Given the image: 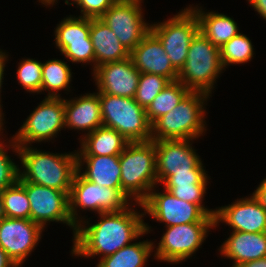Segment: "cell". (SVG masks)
Returning a JSON list of instances; mask_svg holds the SVG:
<instances>
[{
    "label": "cell",
    "instance_id": "obj_1",
    "mask_svg": "<svg viewBox=\"0 0 266 267\" xmlns=\"http://www.w3.org/2000/svg\"><path fill=\"white\" fill-rule=\"evenodd\" d=\"M137 204L123 211L100 213L99 221L93 224L88 218L81 221L72 240V256L92 258L99 255L102 259L153 231L143 220L144 212L135 210Z\"/></svg>",
    "mask_w": 266,
    "mask_h": 267
},
{
    "label": "cell",
    "instance_id": "obj_2",
    "mask_svg": "<svg viewBox=\"0 0 266 267\" xmlns=\"http://www.w3.org/2000/svg\"><path fill=\"white\" fill-rule=\"evenodd\" d=\"M18 182H31L63 192H70L77 171L76 150L69 153H52L33 146H18ZM20 168H23L22 170Z\"/></svg>",
    "mask_w": 266,
    "mask_h": 267
},
{
    "label": "cell",
    "instance_id": "obj_3",
    "mask_svg": "<svg viewBox=\"0 0 266 267\" xmlns=\"http://www.w3.org/2000/svg\"><path fill=\"white\" fill-rule=\"evenodd\" d=\"M209 95L190 91L178 105L151 125V140H196L206 132Z\"/></svg>",
    "mask_w": 266,
    "mask_h": 267
},
{
    "label": "cell",
    "instance_id": "obj_4",
    "mask_svg": "<svg viewBox=\"0 0 266 267\" xmlns=\"http://www.w3.org/2000/svg\"><path fill=\"white\" fill-rule=\"evenodd\" d=\"M121 190L135 203H142L158 184L156 148L153 140L129 142L119 155Z\"/></svg>",
    "mask_w": 266,
    "mask_h": 267
},
{
    "label": "cell",
    "instance_id": "obj_5",
    "mask_svg": "<svg viewBox=\"0 0 266 267\" xmlns=\"http://www.w3.org/2000/svg\"><path fill=\"white\" fill-rule=\"evenodd\" d=\"M223 71L219 47L198 31L191 40L187 60L178 72V81L189 91L203 92L211 97L216 79Z\"/></svg>",
    "mask_w": 266,
    "mask_h": 267
},
{
    "label": "cell",
    "instance_id": "obj_6",
    "mask_svg": "<svg viewBox=\"0 0 266 267\" xmlns=\"http://www.w3.org/2000/svg\"><path fill=\"white\" fill-rule=\"evenodd\" d=\"M100 100L103 126L114 129L129 142L151 140V124L146 109L134 98L97 92Z\"/></svg>",
    "mask_w": 266,
    "mask_h": 267
},
{
    "label": "cell",
    "instance_id": "obj_7",
    "mask_svg": "<svg viewBox=\"0 0 266 267\" xmlns=\"http://www.w3.org/2000/svg\"><path fill=\"white\" fill-rule=\"evenodd\" d=\"M132 203L121 188L99 186L76 171L69 194V213L76 226L85 219V216H79L80 210H89L97 214L117 212L133 205Z\"/></svg>",
    "mask_w": 266,
    "mask_h": 267
},
{
    "label": "cell",
    "instance_id": "obj_8",
    "mask_svg": "<svg viewBox=\"0 0 266 267\" xmlns=\"http://www.w3.org/2000/svg\"><path fill=\"white\" fill-rule=\"evenodd\" d=\"M215 215H207L201 222L186 223L165 227L161 240L154 244V259L178 264L195 254L203 243L210 229L215 228Z\"/></svg>",
    "mask_w": 266,
    "mask_h": 267
},
{
    "label": "cell",
    "instance_id": "obj_9",
    "mask_svg": "<svg viewBox=\"0 0 266 267\" xmlns=\"http://www.w3.org/2000/svg\"><path fill=\"white\" fill-rule=\"evenodd\" d=\"M150 31L159 39L171 64L179 72L187 60L191 40L199 31L195 12L187 6L168 20L151 24Z\"/></svg>",
    "mask_w": 266,
    "mask_h": 267
},
{
    "label": "cell",
    "instance_id": "obj_10",
    "mask_svg": "<svg viewBox=\"0 0 266 267\" xmlns=\"http://www.w3.org/2000/svg\"><path fill=\"white\" fill-rule=\"evenodd\" d=\"M44 98L13 135L18 146L50 142L65 128L64 98Z\"/></svg>",
    "mask_w": 266,
    "mask_h": 267
},
{
    "label": "cell",
    "instance_id": "obj_11",
    "mask_svg": "<svg viewBox=\"0 0 266 267\" xmlns=\"http://www.w3.org/2000/svg\"><path fill=\"white\" fill-rule=\"evenodd\" d=\"M144 0H117L99 19L118 37L130 52L150 32L151 24L144 21Z\"/></svg>",
    "mask_w": 266,
    "mask_h": 267
},
{
    "label": "cell",
    "instance_id": "obj_12",
    "mask_svg": "<svg viewBox=\"0 0 266 267\" xmlns=\"http://www.w3.org/2000/svg\"><path fill=\"white\" fill-rule=\"evenodd\" d=\"M19 183L25 188L30 201V220L43 228L51 222L66 224L73 230L74 237L77 226L72 222L69 213L70 192H63L31 182Z\"/></svg>",
    "mask_w": 266,
    "mask_h": 267
},
{
    "label": "cell",
    "instance_id": "obj_13",
    "mask_svg": "<svg viewBox=\"0 0 266 267\" xmlns=\"http://www.w3.org/2000/svg\"><path fill=\"white\" fill-rule=\"evenodd\" d=\"M155 186L147 198L138 206L154 220L164 223L166 227L186 223L201 222L208 214L199 206L180 200L164 188L163 192Z\"/></svg>",
    "mask_w": 266,
    "mask_h": 267
},
{
    "label": "cell",
    "instance_id": "obj_14",
    "mask_svg": "<svg viewBox=\"0 0 266 267\" xmlns=\"http://www.w3.org/2000/svg\"><path fill=\"white\" fill-rule=\"evenodd\" d=\"M156 148V174L158 185L170 175L182 172H207L202 159L192 145L194 140H153ZM193 146V147H192Z\"/></svg>",
    "mask_w": 266,
    "mask_h": 267
},
{
    "label": "cell",
    "instance_id": "obj_15",
    "mask_svg": "<svg viewBox=\"0 0 266 267\" xmlns=\"http://www.w3.org/2000/svg\"><path fill=\"white\" fill-rule=\"evenodd\" d=\"M44 228L30 219L4 217L0 220V246L19 266L31 255Z\"/></svg>",
    "mask_w": 266,
    "mask_h": 267
},
{
    "label": "cell",
    "instance_id": "obj_16",
    "mask_svg": "<svg viewBox=\"0 0 266 267\" xmlns=\"http://www.w3.org/2000/svg\"><path fill=\"white\" fill-rule=\"evenodd\" d=\"M215 229L220 222L232 228V231L247 233L266 232V210L251 194L235 202L215 209Z\"/></svg>",
    "mask_w": 266,
    "mask_h": 267
},
{
    "label": "cell",
    "instance_id": "obj_17",
    "mask_svg": "<svg viewBox=\"0 0 266 267\" xmlns=\"http://www.w3.org/2000/svg\"><path fill=\"white\" fill-rule=\"evenodd\" d=\"M92 74L98 92L135 97L140 72L135 68L130 57L102 64L95 68Z\"/></svg>",
    "mask_w": 266,
    "mask_h": 267
},
{
    "label": "cell",
    "instance_id": "obj_18",
    "mask_svg": "<svg viewBox=\"0 0 266 267\" xmlns=\"http://www.w3.org/2000/svg\"><path fill=\"white\" fill-rule=\"evenodd\" d=\"M130 58L140 73L161 75L170 82L178 80V71L171 64L159 39L151 31L130 52Z\"/></svg>",
    "mask_w": 266,
    "mask_h": 267
},
{
    "label": "cell",
    "instance_id": "obj_19",
    "mask_svg": "<svg viewBox=\"0 0 266 267\" xmlns=\"http://www.w3.org/2000/svg\"><path fill=\"white\" fill-rule=\"evenodd\" d=\"M85 94L69 100L64 98L65 129L84 131L80 138L103 126L99 95Z\"/></svg>",
    "mask_w": 266,
    "mask_h": 267
},
{
    "label": "cell",
    "instance_id": "obj_20",
    "mask_svg": "<svg viewBox=\"0 0 266 267\" xmlns=\"http://www.w3.org/2000/svg\"><path fill=\"white\" fill-rule=\"evenodd\" d=\"M221 257L233 260L231 267L266 257V232L247 233L232 231L218 248Z\"/></svg>",
    "mask_w": 266,
    "mask_h": 267
},
{
    "label": "cell",
    "instance_id": "obj_21",
    "mask_svg": "<svg viewBox=\"0 0 266 267\" xmlns=\"http://www.w3.org/2000/svg\"><path fill=\"white\" fill-rule=\"evenodd\" d=\"M77 171L99 186L121 188L119 155H77Z\"/></svg>",
    "mask_w": 266,
    "mask_h": 267
},
{
    "label": "cell",
    "instance_id": "obj_22",
    "mask_svg": "<svg viewBox=\"0 0 266 267\" xmlns=\"http://www.w3.org/2000/svg\"><path fill=\"white\" fill-rule=\"evenodd\" d=\"M90 37L95 53V68L130 57V51L100 19H90Z\"/></svg>",
    "mask_w": 266,
    "mask_h": 267
},
{
    "label": "cell",
    "instance_id": "obj_23",
    "mask_svg": "<svg viewBox=\"0 0 266 267\" xmlns=\"http://www.w3.org/2000/svg\"><path fill=\"white\" fill-rule=\"evenodd\" d=\"M189 7L195 12L199 21V31H201L213 45L221 47L232 37L236 36L240 30L237 22L223 14L213 11H204L202 6Z\"/></svg>",
    "mask_w": 266,
    "mask_h": 267
},
{
    "label": "cell",
    "instance_id": "obj_24",
    "mask_svg": "<svg viewBox=\"0 0 266 267\" xmlns=\"http://www.w3.org/2000/svg\"><path fill=\"white\" fill-rule=\"evenodd\" d=\"M77 155H120L129 141L119 132L101 126L80 139Z\"/></svg>",
    "mask_w": 266,
    "mask_h": 267
},
{
    "label": "cell",
    "instance_id": "obj_25",
    "mask_svg": "<svg viewBox=\"0 0 266 267\" xmlns=\"http://www.w3.org/2000/svg\"><path fill=\"white\" fill-rule=\"evenodd\" d=\"M154 242L143 240L122 247L116 253L99 260L96 267H144L153 254Z\"/></svg>",
    "mask_w": 266,
    "mask_h": 267
},
{
    "label": "cell",
    "instance_id": "obj_26",
    "mask_svg": "<svg viewBox=\"0 0 266 267\" xmlns=\"http://www.w3.org/2000/svg\"><path fill=\"white\" fill-rule=\"evenodd\" d=\"M72 70L69 64L61 59H50L42 63V91H47L45 97L58 98L61 90L70 92V84L72 81Z\"/></svg>",
    "mask_w": 266,
    "mask_h": 267
},
{
    "label": "cell",
    "instance_id": "obj_27",
    "mask_svg": "<svg viewBox=\"0 0 266 267\" xmlns=\"http://www.w3.org/2000/svg\"><path fill=\"white\" fill-rule=\"evenodd\" d=\"M189 92L178 80L169 82L146 109L149 123L152 125L159 117L175 108Z\"/></svg>",
    "mask_w": 266,
    "mask_h": 267
},
{
    "label": "cell",
    "instance_id": "obj_28",
    "mask_svg": "<svg viewBox=\"0 0 266 267\" xmlns=\"http://www.w3.org/2000/svg\"><path fill=\"white\" fill-rule=\"evenodd\" d=\"M54 34L56 48L61 52L68 43L90 37V18L69 15L57 24Z\"/></svg>",
    "mask_w": 266,
    "mask_h": 267
},
{
    "label": "cell",
    "instance_id": "obj_29",
    "mask_svg": "<svg viewBox=\"0 0 266 267\" xmlns=\"http://www.w3.org/2000/svg\"><path fill=\"white\" fill-rule=\"evenodd\" d=\"M254 45L245 34L240 32L223 44L220 49V59L224 70L230 65L251 61L254 57Z\"/></svg>",
    "mask_w": 266,
    "mask_h": 267
},
{
    "label": "cell",
    "instance_id": "obj_30",
    "mask_svg": "<svg viewBox=\"0 0 266 267\" xmlns=\"http://www.w3.org/2000/svg\"><path fill=\"white\" fill-rule=\"evenodd\" d=\"M5 210V217L30 219V201L25 188L17 181L0 193Z\"/></svg>",
    "mask_w": 266,
    "mask_h": 267
},
{
    "label": "cell",
    "instance_id": "obj_31",
    "mask_svg": "<svg viewBox=\"0 0 266 267\" xmlns=\"http://www.w3.org/2000/svg\"><path fill=\"white\" fill-rule=\"evenodd\" d=\"M3 130L5 129L2 127L0 129V136L3 133ZM1 139H3V137H0V193L18 181L20 166L11 159V156L8 155L7 151L12 148L11 150L18 154V145L15 143L14 137H11L7 142H5L6 140L2 141Z\"/></svg>",
    "mask_w": 266,
    "mask_h": 267
},
{
    "label": "cell",
    "instance_id": "obj_32",
    "mask_svg": "<svg viewBox=\"0 0 266 267\" xmlns=\"http://www.w3.org/2000/svg\"><path fill=\"white\" fill-rule=\"evenodd\" d=\"M18 84L29 93L40 94L42 86V62L32 58H22L16 70Z\"/></svg>",
    "mask_w": 266,
    "mask_h": 267
},
{
    "label": "cell",
    "instance_id": "obj_33",
    "mask_svg": "<svg viewBox=\"0 0 266 267\" xmlns=\"http://www.w3.org/2000/svg\"><path fill=\"white\" fill-rule=\"evenodd\" d=\"M170 81L156 74L140 73L139 83L136 89L135 101L144 109H147L153 99L164 89Z\"/></svg>",
    "mask_w": 266,
    "mask_h": 267
},
{
    "label": "cell",
    "instance_id": "obj_34",
    "mask_svg": "<svg viewBox=\"0 0 266 267\" xmlns=\"http://www.w3.org/2000/svg\"><path fill=\"white\" fill-rule=\"evenodd\" d=\"M68 59L67 61L73 63H82L92 65L91 70H95V53L93 49V44L91 37L84 41L70 42L68 45L61 51V55Z\"/></svg>",
    "mask_w": 266,
    "mask_h": 267
},
{
    "label": "cell",
    "instance_id": "obj_35",
    "mask_svg": "<svg viewBox=\"0 0 266 267\" xmlns=\"http://www.w3.org/2000/svg\"><path fill=\"white\" fill-rule=\"evenodd\" d=\"M165 190L176 198L199 205L208 215H215V209L204 206L203 199L207 185L163 186Z\"/></svg>",
    "mask_w": 266,
    "mask_h": 267
},
{
    "label": "cell",
    "instance_id": "obj_36",
    "mask_svg": "<svg viewBox=\"0 0 266 267\" xmlns=\"http://www.w3.org/2000/svg\"><path fill=\"white\" fill-rule=\"evenodd\" d=\"M207 172H182L170 175L163 186L207 185L210 180Z\"/></svg>",
    "mask_w": 266,
    "mask_h": 267
},
{
    "label": "cell",
    "instance_id": "obj_37",
    "mask_svg": "<svg viewBox=\"0 0 266 267\" xmlns=\"http://www.w3.org/2000/svg\"><path fill=\"white\" fill-rule=\"evenodd\" d=\"M117 0H79L80 17L99 19Z\"/></svg>",
    "mask_w": 266,
    "mask_h": 267
},
{
    "label": "cell",
    "instance_id": "obj_38",
    "mask_svg": "<svg viewBox=\"0 0 266 267\" xmlns=\"http://www.w3.org/2000/svg\"><path fill=\"white\" fill-rule=\"evenodd\" d=\"M9 55L3 50H0V123L2 124V126L4 125L3 121H4V113L2 110V105H1V88L3 85V79H4V71H5V66L6 63L8 62V57ZM7 61V62H6Z\"/></svg>",
    "mask_w": 266,
    "mask_h": 267
},
{
    "label": "cell",
    "instance_id": "obj_39",
    "mask_svg": "<svg viewBox=\"0 0 266 267\" xmlns=\"http://www.w3.org/2000/svg\"><path fill=\"white\" fill-rule=\"evenodd\" d=\"M266 210V177L261 181L256 190L252 193Z\"/></svg>",
    "mask_w": 266,
    "mask_h": 267
},
{
    "label": "cell",
    "instance_id": "obj_40",
    "mask_svg": "<svg viewBox=\"0 0 266 267\" xmlns=\"http://www.w3.org/2000/svg\"><path fill=\"white\" fill-rule=\"evenodd\" d=\"M250 6L258 12L260 17L266 20V0H247Z\"/></svg>",
    "mask_w": 266,
    "mask_h": 267
},
{
    "label": "cell",
    "instance_id": "obj_41",
    "mask_svg": "<svg viewBox=\"0 0 266 267\" xmlns=\"http://www.w3.org/2000/svg\"><path fill=\"white\" fill-rule=\"evenodd\" d=\"M0 267H19L0 246Z\"/></svg>",
    "mask_w": 266,
    "mask_h": 267
},
{
    "label": "cell",
    "instance_id": "obj_42",
    "mask_svg": "<svg viewBox=\"0 0 266 267\" xmlns=\"http://www.w3.org/2000/svg\"><path fill=\"white\" fill-rule=\"evenodd\" d=\"M237 267H266V257L254 261H248Z\"/></svg>",
    "mask_w": 266,
    "mask_h": 267
},
{
    "label": "cell",
    "instance_id": "obj_43",
    "mask_svg": "<svg viewBox=\"0 0 266 267\" xmlns=\"http://www.w3.org/2000/svg\"><path fill=\"white\" fill-rule=\"evenodd\" d=\"M39 3L45 5L46 7H53V5L58 3V0H38ZM65 0V4L67 5H75L79 0ZM57 2V3H56ZM55 3V4H54Z\"/></svg>",
    "mask_w": 266,
    "mask_h": 267
},
{
    "label": "cell",
    "instance_id": "obj_44",
    "mask_svg": "<svg viewBox=\"0 0 266 267\" xmlns=\"http://www.w3.org/2000/svg\"><path fill=\"white\" fill-rule=\"evenodd\" d=\"M5 217L4 203L0 195V220Z\"/></svg>",
    "mask_w": 266,
    "mask_h": 267
}]
</instances>
